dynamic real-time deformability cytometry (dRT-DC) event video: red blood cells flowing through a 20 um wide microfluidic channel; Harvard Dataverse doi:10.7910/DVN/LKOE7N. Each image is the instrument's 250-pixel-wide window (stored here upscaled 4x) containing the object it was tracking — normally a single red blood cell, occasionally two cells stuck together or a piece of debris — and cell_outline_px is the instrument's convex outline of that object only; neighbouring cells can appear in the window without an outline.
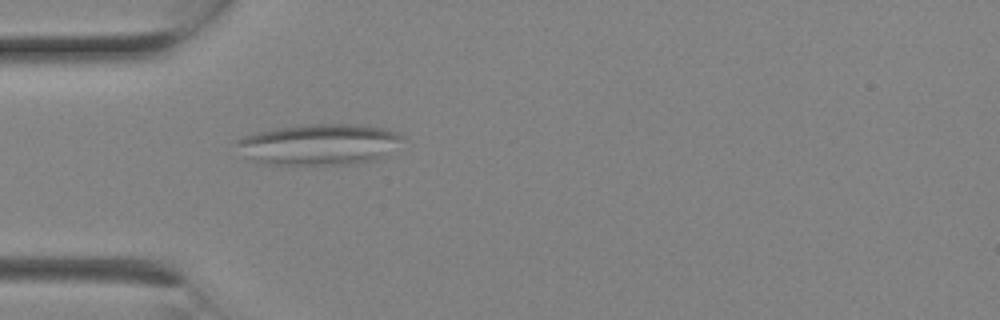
{"species": "Egyptian fruit bat (a non-hibernating species)", "species_latin": "Rousettus aegyptiacus", "temperature_condition": "room temperature", "stored_images_in_passage": 1, "camera_frame_rate_fps": 3000, "um_per_image_px": 0.085, "animal": {"sex": "female"}, "frame": {"image": 1, "passage_image": 1, "time_ms": 0.0, "image_size_px": [1000, 320], "cell_outline_px": [[404, 136], [376, 160], [352, 164], [264, 164], [256, 160], [236, 144], [236, 140], [244, 136], [256, 132], [276, 128], [308, 124], [364, 124], [384, 128], [400, 132]], "centroid_in_image_um": [27.16, 12.25], "position_along_channel_um": 57.8, "area_um2": 38.84}}